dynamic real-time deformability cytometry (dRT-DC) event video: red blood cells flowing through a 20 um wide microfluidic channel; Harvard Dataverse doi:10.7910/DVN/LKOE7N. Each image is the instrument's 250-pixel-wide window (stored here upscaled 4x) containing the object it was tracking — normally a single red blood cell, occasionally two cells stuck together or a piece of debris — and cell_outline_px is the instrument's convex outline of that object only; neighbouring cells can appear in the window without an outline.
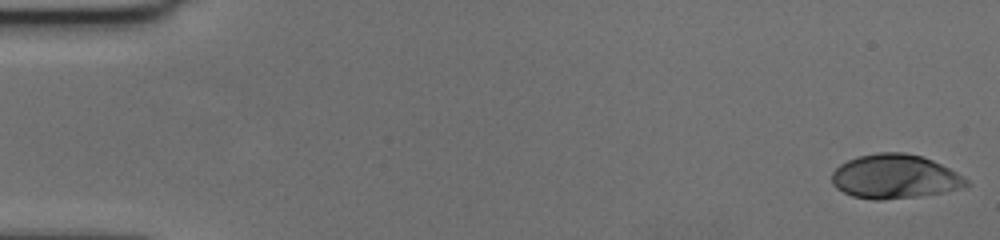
{"species": "human", "species_latin": "Homo sapiens", "temperature_condition": "cold", "stored_images_in_passage": 56, "camera_frame_rate_fps": 3000, "um_per_image_px": 0.085, "donor": {"sex": "female"}, "frame": {"image": 1, "passage_image": 1, "time_ms": 0.0, "image_size_px": [1000, 240], "cell_outline_px": [[972, 184], [968, 188], [920, 196], [884, 200], [872, 200], [852, 196], [836, 188], [832, 184], [832, 172], [840, 164], [848, 160], [860, 156], [876, 152], [904, 152], [920, 156], [932, 160], [964, 176]], "centroid_in_image_um": [76.09, 15.02], "position_along_channel_um": 8.9, "area_um2": 34.91}}
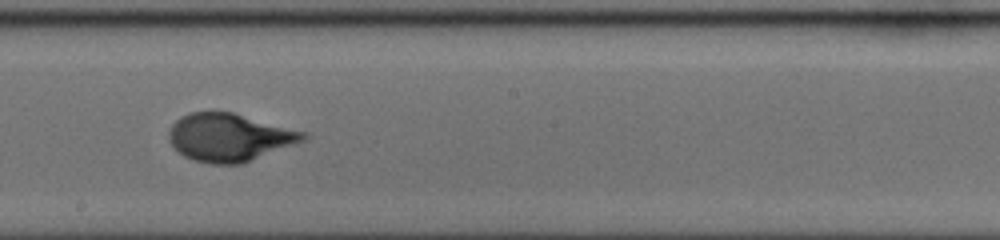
{"frame": {"image": 2, "passage_image": 32, "time_ms": 10.333, "image_size_px": [1000, 240], "cell_outline_px": [[308, 136], [304, 140], [240, 164], [212, 164], [192, 160], [184, 156], [168, 140], [168, 132], [172, 124], [180, 116], [188, 112], [232, 112], [308, 132]], "centroid_in_image_um": [19.47, 11.66], "position_along_channel_um": 228.7, "area_um2": 37.28}}
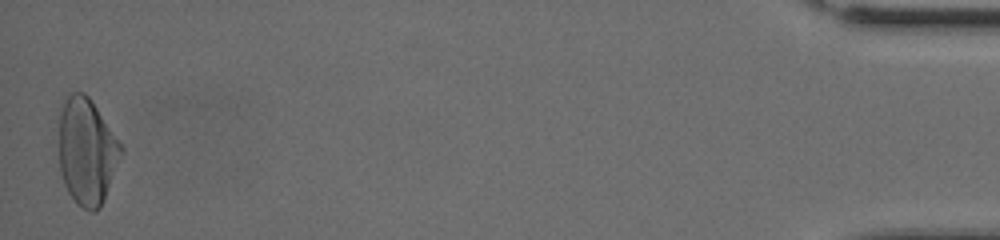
{"frame": {"image": 3, "passage_image": 56, "time_ms": 18.333, "image_size_px": [1000, 240], "cell_outline_px": [[124, 152], [104, 200], [100, 208], [96, 212], [88, 212], [76, 204], [68, 192], [64, 184], [60, 172], [60, 112], [68, 92], [84, 92], [88, 96], [124, 148]], "centroid_in_image_um": [7.4, 12.91], "position_along_channel_um": 427.8, "area_um2": 38.73}, "authors_computed_cell_mechanics": {"area_um2": 36.4429, "velocity_mm_per_s": 3.6402, "shape_relaxation_time_tau1_ms": 4.0478, "shape_relaxation_time_tau2_ms": null, "deformation_change_tau1": 0.1961, "deformation_change_tau2": null}}